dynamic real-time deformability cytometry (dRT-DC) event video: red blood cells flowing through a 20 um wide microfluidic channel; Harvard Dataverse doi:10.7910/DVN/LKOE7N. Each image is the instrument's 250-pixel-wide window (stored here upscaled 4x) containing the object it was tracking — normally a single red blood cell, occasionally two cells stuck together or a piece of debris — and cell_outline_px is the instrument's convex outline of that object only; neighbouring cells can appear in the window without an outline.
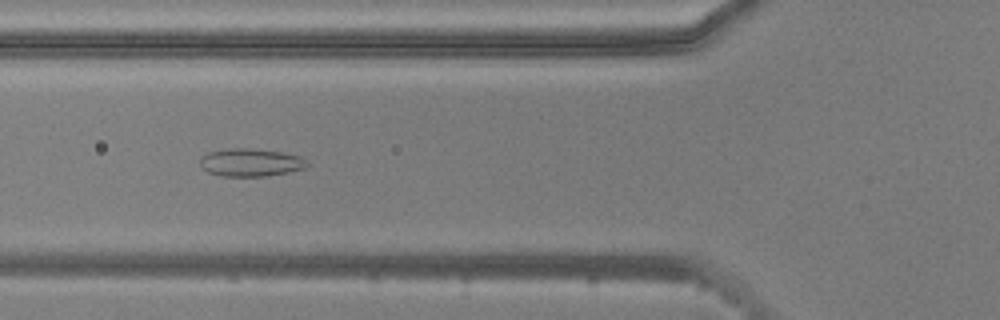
{"species": "common noctule bat (a hibernating species)", "species_latin": "Nyctalus noctula", "temperature_condition": "warm", "stored_images_in_passage": 37, "camera_frame_rate_fps": 3000, "um_per_image_px": 0.085, "animal": {"sex": "male", "body_mass_g": 20.5, "forearm_length_mm": 52.5}, "frame": {"image": 1, "passage_image": 3, "time_ms": 0.667, "image_size_px": [1000, 320], "cell_outline_px": [[308, 164], [304, 168], [288, 172], [268, 176], [220, 176], [208, 172], [200, 168], [200, 156], [208, 152], [232, 148], [244, 148], [280, 152], [300, 156], [308, 160]], "centroid_in_image_um": [21.27, 13.82], "position_along_channel_um": 104.5, "area_um2": 17.4}}
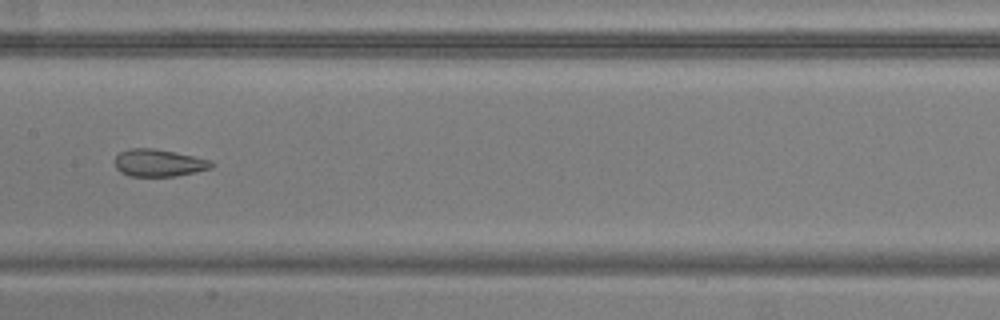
{"frame": {"image": 2, "passage_image": 10, "time_ms": 3.0, "image_size_px": [1000, 320], "cell_outline_px": [[216, 164], [212, 168], [176, 176], [128, 176], [120, 172], [116, 168], [116, 156], [120, 152], [128, 148], [152, 148], [212, 160]], "centroid_in_image_um": [13.5, 13.85], "position_along_channel_um": 193.9, "area_um2": 15.32}}
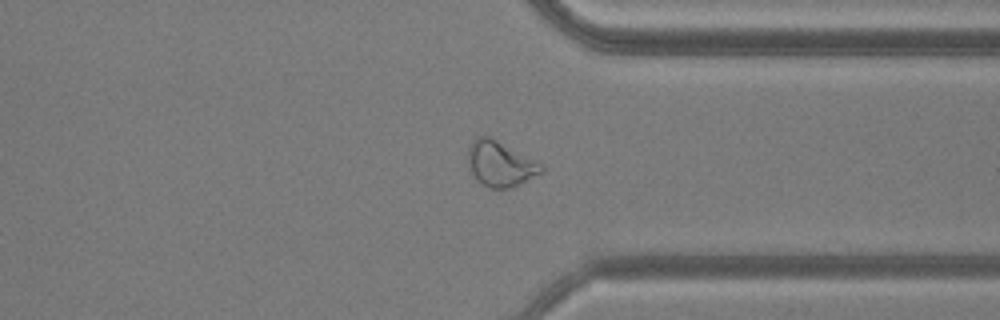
{"frame": {"image": 3, "passage_image": 24, "time_ms": 7.667, "image_size_px": [1000, 320], "cell_outline_px": [[544, 172], [508, 188], [488, 188], [476, 180], [472, 172], [468, 160], [468, 144], [476, 136], [488, 136], [496, 140], [540, 164], [544, 168]], "centroid_in_image_um": [42.46, 13.93], "position_along_channel_um": 368.9, "area_um2": 18.84}}